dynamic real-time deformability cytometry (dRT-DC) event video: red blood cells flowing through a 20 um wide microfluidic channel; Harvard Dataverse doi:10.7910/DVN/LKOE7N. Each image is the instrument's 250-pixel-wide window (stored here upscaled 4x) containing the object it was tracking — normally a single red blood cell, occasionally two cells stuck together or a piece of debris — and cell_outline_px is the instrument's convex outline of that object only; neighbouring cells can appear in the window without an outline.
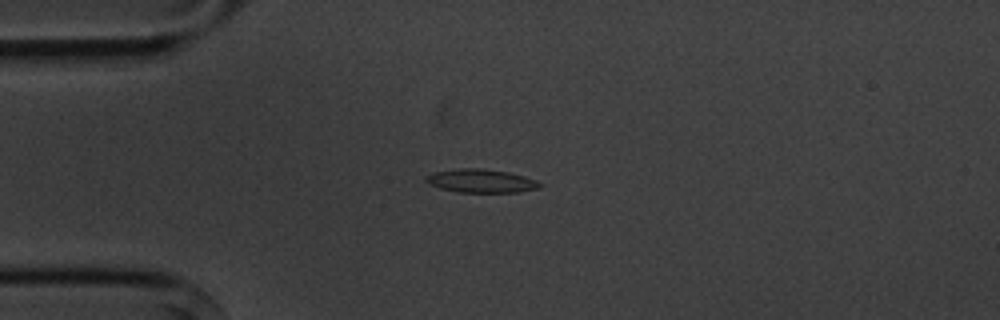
{"species": "common noctule bat (a hibernating species)", "species_latin": "Nyctalus noctula", "temperature_condition": "cold", "stored_images_in_passage": 6, "camera_frame_rate_fps": 3000, "um_per_image_px": 0.085, "animal": {"sex": "male", "body_mass_g": 20.1, "forearm_length_mm": 53.5}, "frame": {"image": 1, "passage_image": 3, "time_ms": 2.667, "image_size_px": [1000, 320], "cell_outline_px": [[544, 184], [540, 188], [516, 192], [456, 192], [440, 188], [428, 184], [424, 180], [432, 172], [460, 168], [480, 168], [508, 172], [524, 176], [536, 180]], "centroid_in_image_um": [40.89, 15.38], "position_along_channel_um": 44.1, "area_um2": 15.61}}
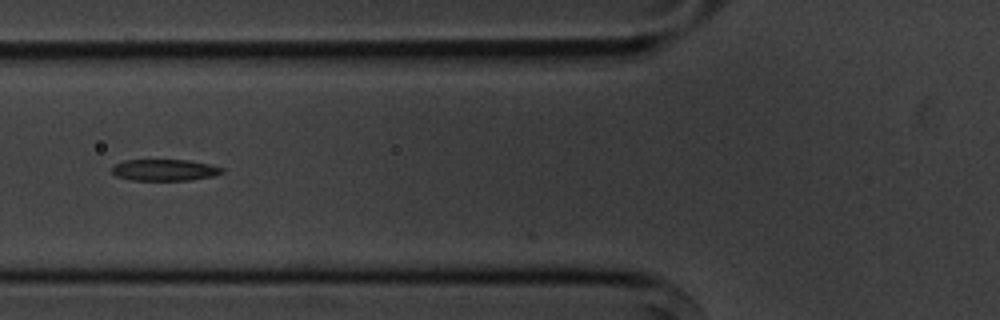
{"frame": {"image": 2, "passage_image": 5, "time_ms": 5.0, "image_size_px": [1000, 320], "cell_outline_px": [[224, 172], [212, 176], [188, 180], [132, 180], [116, 176], [112, 172], [112, 168], [116, 164], [124, 160], [188, 160], [212, 164], [224, 168]], "centroid_in_image_um": [14.02, 14.44], "position_along_channel_um": 111.8, "area_um2": 13.76}}